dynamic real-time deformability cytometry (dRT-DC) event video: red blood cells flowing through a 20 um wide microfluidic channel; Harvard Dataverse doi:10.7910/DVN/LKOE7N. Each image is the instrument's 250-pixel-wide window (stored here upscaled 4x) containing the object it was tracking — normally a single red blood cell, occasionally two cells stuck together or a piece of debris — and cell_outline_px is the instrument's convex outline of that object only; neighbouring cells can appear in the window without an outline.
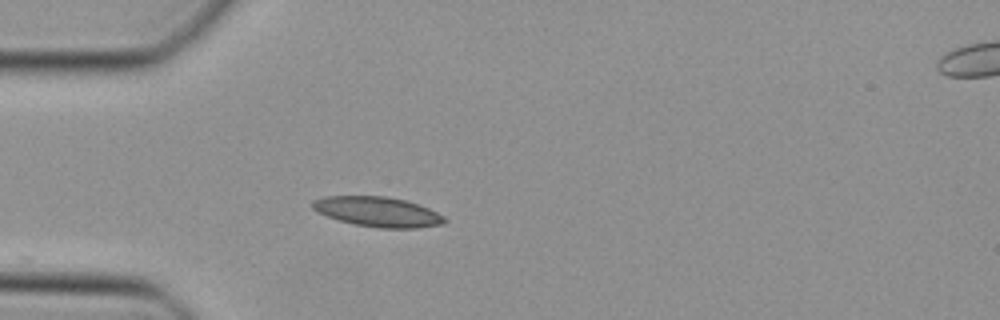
{"species": "Egyptian fruit bat (a non-hibernating species)", "species_latin": "Rousettus aegyptiacus", "temperature_condition": "cold", "stored_images_in_passage": 4, "camera_frame_rate_fps": 3000, "um_per_image_px": 0.085, "animal": {"sex": "female"}, "frame": {"image": 1, "passage_image": 1, "time_ms": 0.0, "image_size_px": [1000, 320], "cell_outline_px": [[448, 220], [444, 224], [416, 228], [380, 228], [356, 224], [340, 220], [316, 212], [312, 208], [312, 200], [324, 196], [388, 196], [404, 200], [428, 208], [444, 216]], "centroid_in_image_um": [32.11, 18.0], "position_along_channel_um": 52.9, "area_um2": 22.95}}
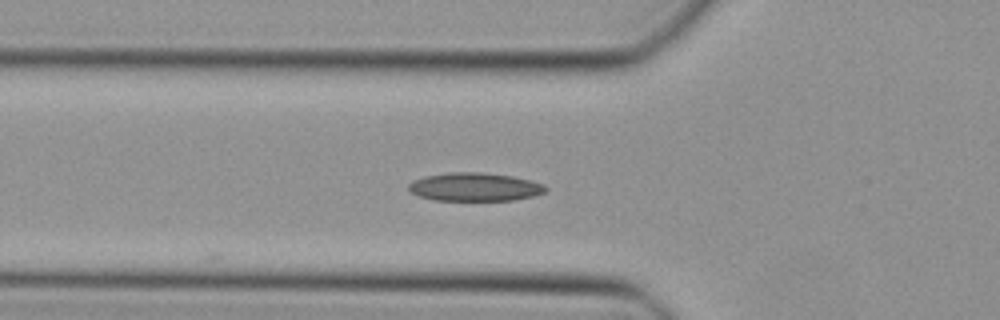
{"frame": {"image": 2, "passage_image": 4, "time_ms": 1.0, "image_size_px": [1000, 320], "cell_outline_px": [[548, 188], [544, 192], [536, 196], [512, 200], [432, 200], [420, 196], [412, 192], [408, 188], [408, 184], [412, 180], [424, 176], [448, 172], [480, 172], [512, 176], [532, 180], [544, 184]], "centroid_in_image_um": [40.37, 15.88], "position_along_channel_um": 85.4, "area_um2": 22.77}}